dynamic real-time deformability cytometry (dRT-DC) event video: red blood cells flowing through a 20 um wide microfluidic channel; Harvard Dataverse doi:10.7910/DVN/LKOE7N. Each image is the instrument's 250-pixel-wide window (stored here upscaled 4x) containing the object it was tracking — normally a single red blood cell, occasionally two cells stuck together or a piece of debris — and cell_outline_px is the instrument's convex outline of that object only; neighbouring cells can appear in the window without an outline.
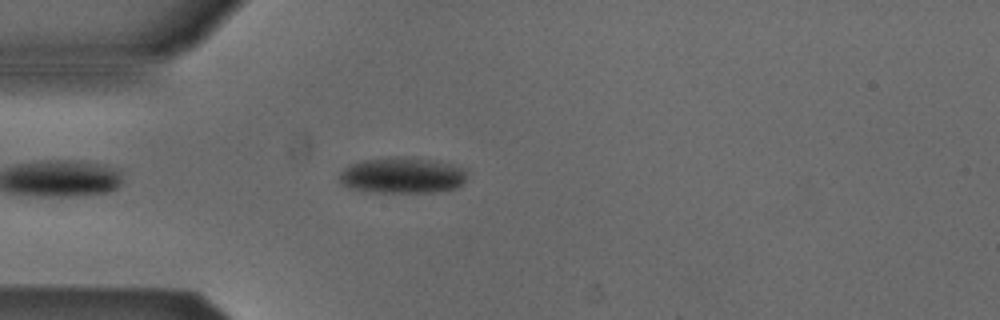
{"species": "Egyptian fruit bat (a non-hibernating species)", "species_latin": "Rousettus aegyptiacus", "temperature_condition": "cold", "stored_images_in_passage": 27, "camera_frame_rate_fps": 3000, "um_per_image_px": 0.085, "animal": {"sex": "male"}, "frame": {"image": 1, "passage_image": 4, "time_ms": 1.0, "image_size_px": [1000, 320], "cell_outline_px": [[468, 172], [464, 180], [456, 188], [432, 192], [372, 192], [348, 188], [340, 184], [336, 176], [348, 164], [360, 160], [388, 156], [412, 156], [452, 164], [468, 168]], "centroid_in_image_um": [34.13, 14.88], "position_along_channel_um": 50.9, "area_um2": 27.57}}
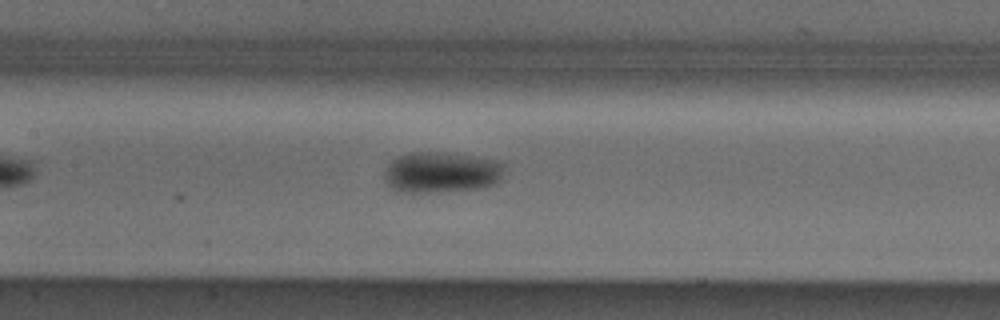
{"frame": {"image": 2, "passage_image": 14, "time_ms": 4.333, "image_size_px": [1000, 320], "cell_outline_px": [[504, 164], [500, 180], [496, 184], [480, 188], [436, 192], [396, 192], [388, 188], [384, 180], [384, 168], [392, 160], [408, 152], [444, 152], [500, 160]], "centroid_in_image_um": [37.47, 14.65], "position_along_channel_um": 169.9, "area_um2": 29.07}}
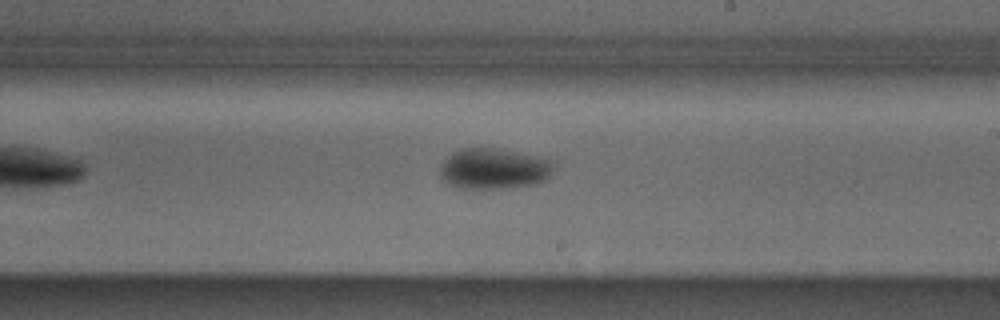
{"frame": {"image": 3, "passage_image": 20, "time_ms": 6.333, "image_size_px": [1000, 320], "cell_outline_px": [[552, 172], [544, 180], [536, 184], [508, 188], [464, 188], [448, 184], [440, 176], [440, 168], [448, 156], [452, 152], [460, 148], [492, 148], [516, 152], [552, 160]], "centroid_in_image_um": [41.96, 14.34], "position_along_channel_um": 247.0, "area_um2": 26.7}}